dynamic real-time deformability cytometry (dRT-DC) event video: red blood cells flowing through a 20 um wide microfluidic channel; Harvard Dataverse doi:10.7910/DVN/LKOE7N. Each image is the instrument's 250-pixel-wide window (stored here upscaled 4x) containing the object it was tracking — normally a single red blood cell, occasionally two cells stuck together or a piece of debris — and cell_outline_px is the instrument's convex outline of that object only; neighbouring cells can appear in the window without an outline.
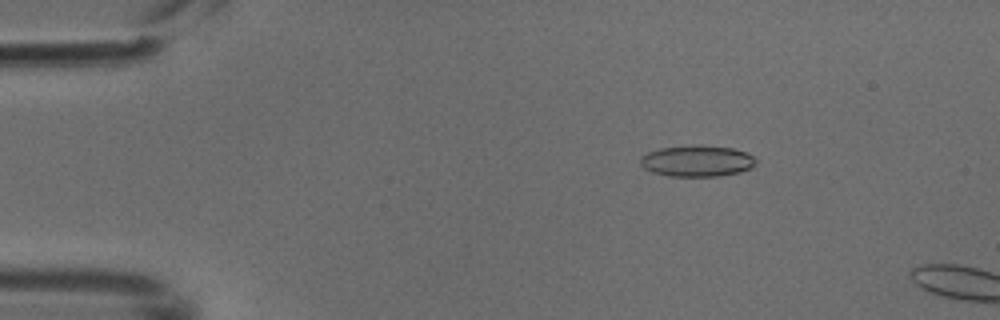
{"species": "common noctule bat (a hibernating species)", "species_latin": "Nyctalus noctula", "temperature_condition": "cold", "stored_images_in_passage": 4, "camera_frame_rate_fps": 3000, "um_per_image_px": 0.085, "animal": {"sex": "male", "body_mass_g": 18.8}, "frame": {"image": 1, "passage_image": 3, "time_ms": 0.667, "image_size_px": [1000, 320], "cell_outline_px": [[756, 164], [752, 168], [740, 172], [720, 176], [668, 176], [652, 172], [644, 168], [640, 164], [640, 156], [648, 152], [660, 148], [700, 144], [732, 148], [748, 152], [756, 160]], "centroid_in_image_um": [59.26, 13.68], "position_along_channel_um": 25.7, "area_um2": 21.33}}